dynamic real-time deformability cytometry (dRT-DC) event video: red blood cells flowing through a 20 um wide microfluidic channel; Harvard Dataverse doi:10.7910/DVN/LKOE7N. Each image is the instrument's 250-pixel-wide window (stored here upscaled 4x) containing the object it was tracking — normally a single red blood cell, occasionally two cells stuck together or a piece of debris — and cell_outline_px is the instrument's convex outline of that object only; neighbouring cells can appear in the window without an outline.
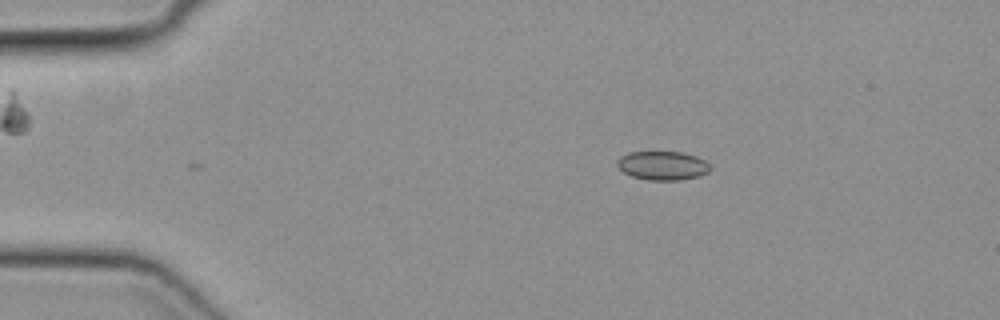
{"species": "common noctule bat (a hibernating species)", "species_latin": "Nyctalus noctula", "temperature_condition": "cold", "stored_images_in_passage": 2, "camera_frame_rate_fps": 3000, "um_per_image_px": 0.085, "animal": {"sex": "female", "body_mass_g": 19.3, "forearm_length_mm": 54.1}, "frame": {"image": 1, "passage_image": 2, "time_ms": 0.333, "image_size_px": [1000, 320], "cell_outline_px": [[712, 168], [708, 172], [700, 176], [680, 180], [648, 180], [632, 176], [624, 172], [616, 164], [620, 156], [628, 152], [680, 152], [696, 156], [704, 160]], "centroid_in_image_um": [56.33, 14.08], "position_along_channel_um": 28.7, "area_um2": 15.61}}